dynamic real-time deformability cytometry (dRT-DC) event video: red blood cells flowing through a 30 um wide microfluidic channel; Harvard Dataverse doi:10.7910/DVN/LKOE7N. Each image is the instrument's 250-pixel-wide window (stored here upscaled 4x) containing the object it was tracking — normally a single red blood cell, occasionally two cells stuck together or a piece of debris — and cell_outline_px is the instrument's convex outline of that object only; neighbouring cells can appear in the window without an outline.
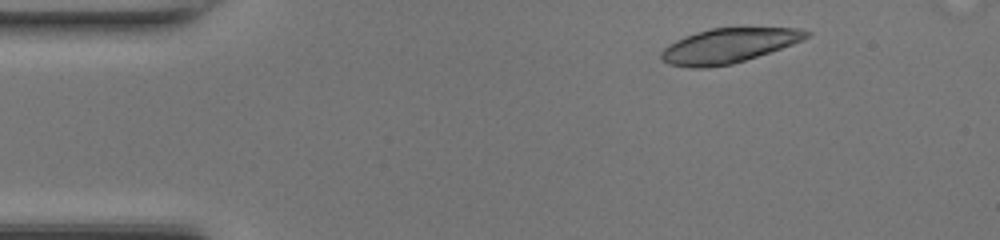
{"species": "common noctule bat (a hibernating species)", "species_latin": "Nyctalus noctula", "temperature_condition": "room temperature", "stored_images_in_passage": 42, "camera_frame_rate_fps": 3000, "um_per_image_px": 0.085, "animal": {"sex": "female", "body_mass_g": 17.0, "forearm_length_mm": 48.0}, "frame": {"image": 1, "passage_image": 1, "time_ms": 0.0, "image_size_px": [1000, 240], "cell_outline_px": [[812, 32], [808, 36], [792, 44], [732, 64], [708, 68], [688, 68], [668, 64], [660, 60], [660, 52], [668, 44], [684, 36], [696, 32], [712, 28], [800, 28]], "centroid_in_image_um": [61.84, 3.89], "position_along_channel_um": 23.2, "area_um2": 29.19}}
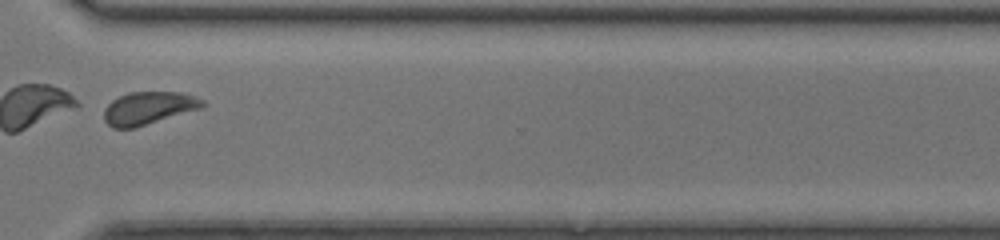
{"frame": {"image": 2, "passage_image": 30, "time_ms": 9.667, "image_size_px": [1000, 240], "cell_outline_px": [[208, 104], [204, 108], [132, 128], [112, 128], [104, 120], [104, 108], [112, 100], [128, 92], [180, 92], [204, 100]], "centroid_in_image_um": [12.65, 9.18], "position_along_channel_um": 358.0, "area_um2": 18.84}, "authors_computed_cell_mechanics": {"area_um2": 29.9982, "velocity_mm_per_s": 4.322, "shape_relaxation_time_tau1_ms": 1.2075, "shape_relaxation_time_tau2_ms": 0.2905, "deformation_change_tau1": 0.2751, "deformation_change_tau2": 0.0728}}